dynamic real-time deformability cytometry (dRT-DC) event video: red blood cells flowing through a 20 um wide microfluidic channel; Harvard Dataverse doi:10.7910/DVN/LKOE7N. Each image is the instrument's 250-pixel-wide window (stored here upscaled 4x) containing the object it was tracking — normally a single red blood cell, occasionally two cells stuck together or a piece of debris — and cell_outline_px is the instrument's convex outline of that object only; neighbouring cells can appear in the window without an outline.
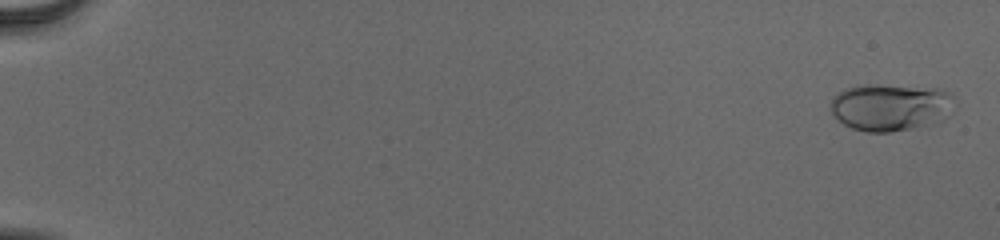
{"species": "human", "species_latin": "Homo sapiens", "temperature_condition": "cold", "stored_images_in_passage": 56, "camera_frame_rate_fps": 3000, "um_per_image_px": 0.085, "donor": {"sex": "male"}, "frame": {"image": 1, "passage_image": 2, "time_ms": 0.333, "image_size_px": [1000, 240], "cell_outline_px": [[952, 96], [948, 116], [932, 124], [912, 128], [888, 132], [864, 132], [852, 128], [836, 120], [832, 116], [828, 104], [840, 92], [848, 88], [864, 84], [940, 88], [948, 92]], "centroid_in_image_um": [75.63, 9.12], "position_along_channel_um": 9.4, "area_um2": 33.99}}
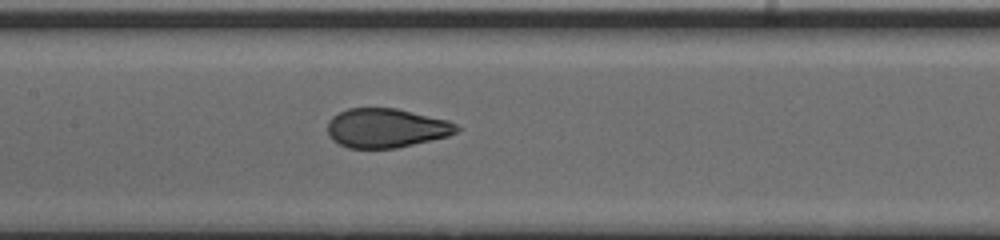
{"frame": {"image": 2, "passage_image": 30, "time_ms": 9.667, "image_size_px": [1000, 240], "cell_outline_px": [[460, 128], [456, 132], [448, 136], [396, 148], [348, 148], [332, 140], [328, 136], [328, 120], [332, 116], [348, 108], [396, 108], [448, 120], [456, 124]], "centroid_in_image_um": [32.81, 10.88], "position_along_channel_um": 174.6, "area_um2": 29.48}}
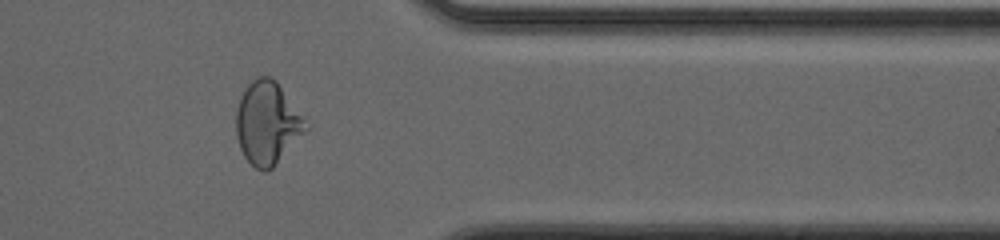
{"frame": {"image": 3, "passage_image": 47, "time_ms": 15.333, "image_size_px": [1000, 240], "cell_outline_px": [[308, 128], [272, 168], [264, 172], [256, 168], [244, 156], [240, 148], [236, 136], [236, 112], [240, 96], [244, 88], [252, 80], [260, 76], [268, 76], [276, 80]], "centroid_in_image_um": [22.66, 10.46], "position_along_channel_um": 388.7, "area_um2": 32.71}, "authors_computed_cell_mechanics": {"area_um2": 30.7207, "velocity_mm_per_s": 3.9166, "shape_relaxation_time_tau1_ms": 5.9137, "shape_relaxation_time_tau2_ms": null, "deformation_change_tau1": 0.2315, "deformation_change_tau2": null}}